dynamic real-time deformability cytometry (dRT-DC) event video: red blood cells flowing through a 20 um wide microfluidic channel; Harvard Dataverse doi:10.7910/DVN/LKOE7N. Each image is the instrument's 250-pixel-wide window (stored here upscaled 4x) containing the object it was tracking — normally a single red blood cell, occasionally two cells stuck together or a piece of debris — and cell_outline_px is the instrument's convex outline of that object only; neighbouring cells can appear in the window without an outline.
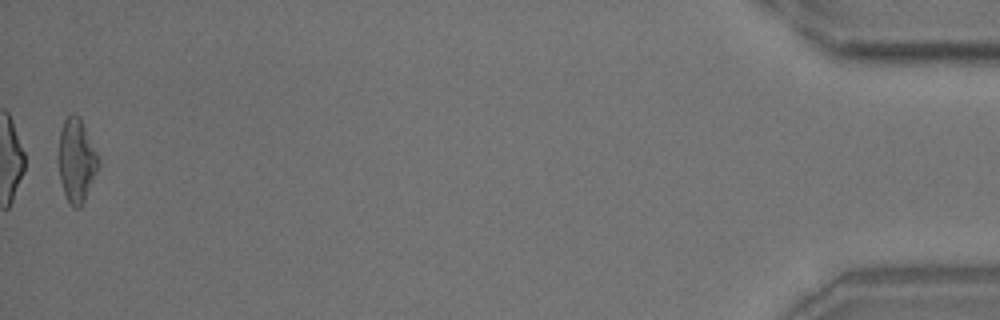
{"species": "common noctule bat (a hibernating species)", "species_latin": "Nyctalus noctula", "temperature_condition": "room temperature", "stored_images_in_passage": 53, "camera_frame_rate_fps": 3000, "um_per_image_px": 0.085, "animal": {"sex": "male", "body_mass_g": 18.8}, "frame": {"image": 1, "passage_image": 53, "time_ms": 17.333, "image_size_px": [1000, 320], "cell_outline_px": [[100, 164], [84, 200], [80, 208], [72, 208], [68, 204], [60, 180], [56, 156], [60, 132], [64, 120], [72, 112], [76, 112], [80, 116], [100, 160]], "centroid_in_image_um": [6.47, 13.62], "position_along_channel_um": 428.7, "area_um2": 19.88}, "authors_computed_cell_mechanics": {"area_um2": 19.3052, "velocity_mm_per_s": 3.7273, "shape_relaxation_time_tau1_ms": 5.4588, "shape_relaxation_time_tau2_ms": 1.2477, "deformation_change_tau1": 0.1503, "deformation_change_tau2": 0.0956}}